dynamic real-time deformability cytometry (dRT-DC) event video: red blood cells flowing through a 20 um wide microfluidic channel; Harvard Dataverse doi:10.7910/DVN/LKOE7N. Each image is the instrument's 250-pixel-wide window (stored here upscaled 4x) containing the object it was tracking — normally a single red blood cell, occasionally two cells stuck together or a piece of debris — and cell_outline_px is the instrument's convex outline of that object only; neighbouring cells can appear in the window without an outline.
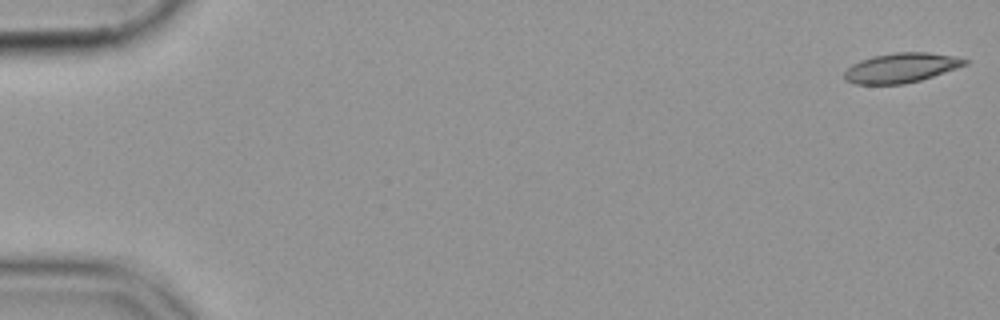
{"species": "common noctule bat (a hibernating species)", "species_latin": "Nyctalus noctula", "temperature_condition": "cold", "stored_images_in_passage": 55, "camera_frame_rate_fps": 3000, "um_per_image_px": 0.085, "animal": {"sex": "female", "body_mass_g": 19.9}, "frame": {"image": 1, "passage_image": 1, "time_ms": 0.0, "image_size_px": [1000, 320], "cell_outline_px": [[968, 64], [920, 80], [904, 84], [856, 84], [844, 80], [844, 72], [852, 64], [860, 60], [872, 56], [896, 52], [928, 52], [952, 56], [968, 60]], "centroid_in_image_um": [76.56, 5.76], "position_along_channel_um": 8.4, "area_um2": 20.69}}
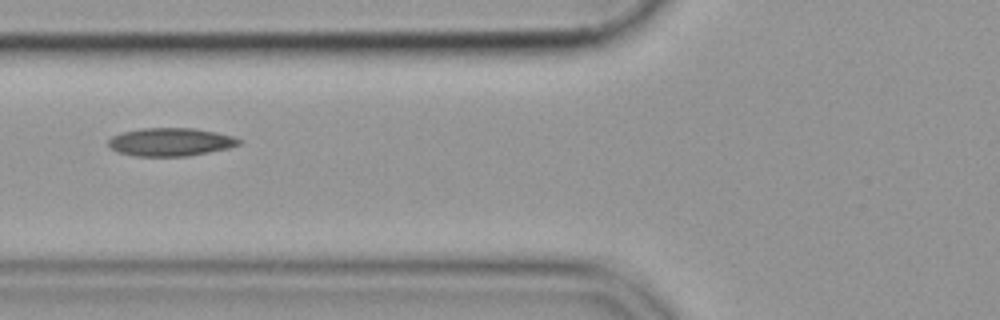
{"frame": {"image": 2, "passage_image": 22, "time_ms": 7.0, "image_size_px": [1000, 320], "cell_outline_px": [[240, 144], [228, 148], [188, 156], [132, 156], [120, 152], [112, 148], [108, 144], [108, 140], [112, 136], [124, 132], [140, 128], [196, 128], [216, 132], [232, 136], [240, 140]], "centroid_in_image_um": [14.49, 12.06], "position_along_channel_um": 111.3, "area_um2": 21.27}}
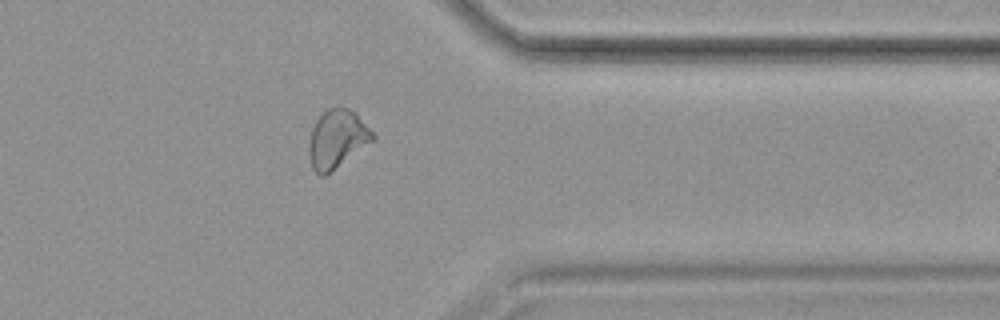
{"frame": {"image": 3, "passage_image": 45, "time_ms": 14.667, "image_size_px": [1000, 320], "cell_outline_px": [[376, 140], [324, 176], [320, 176], [312, 168], [308, 152], [308, 144], [312, 128], [316, 120], [328, 108], [336, 104], [348, 108], [356, 112], [376, 136]], "centroid_in_image_um": [28.67, 11.78], "position_along_channel_um": 382.7, "area_um2": 22.02}}